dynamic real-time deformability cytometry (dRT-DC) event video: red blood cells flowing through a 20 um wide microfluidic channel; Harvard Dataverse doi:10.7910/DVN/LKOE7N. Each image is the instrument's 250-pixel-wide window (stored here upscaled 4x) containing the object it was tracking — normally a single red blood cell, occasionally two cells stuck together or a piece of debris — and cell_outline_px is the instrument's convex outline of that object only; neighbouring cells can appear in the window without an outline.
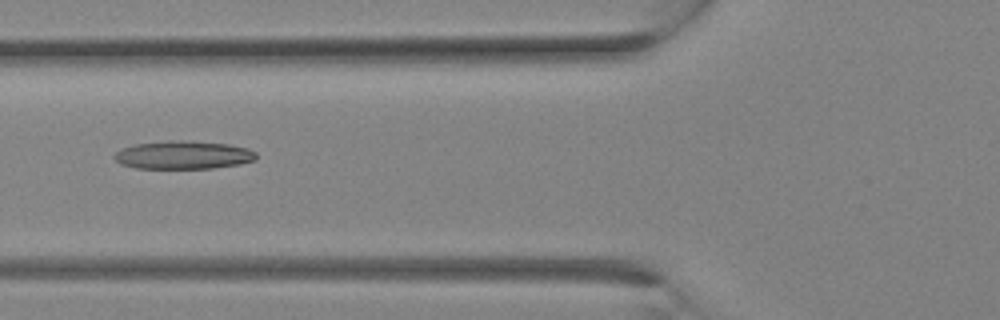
{"species": "Egyptian fruit bat (a non-hibernating species)", "species_latin": "Rousettus aegyptiacus", "temperature_condition": "room temperature", "stored_images_in_passage": 13, "camera_frame_rate_fps": 3000, "um_per_image_px": 0.085, "animal": {"sex": "female"}, "frame": {"image": 1, "passage_image": 10, "time_ms": 3.0, "image_size_px": [1000, 320], "cell_outline_px": [[256, 160], [240, 164], [212, 168], [136, 168], [120, 164], [112, 156], [116, 152], [124, 148], [136, 144], [172, 140], [228, 144], [248, 148], [256, 152]], "centroid_in_image_um": [15.59, 13.18], "position_along_channel_um": 110.2, "area_um2": 23.06}}
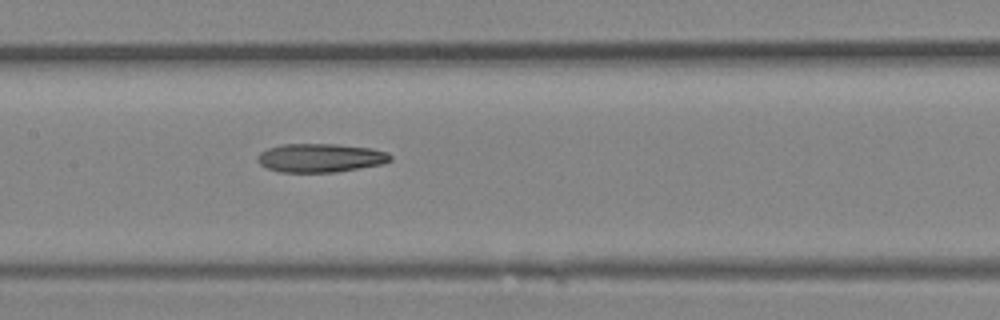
{"frame": {"image": 2, "passage_image": 13, "time_ms": 4.0, "image_size_px": [1000, 320], "cell_outline_px": [[392, 160], [384, 164], [336, 172], [280, 172], [268, 168], [260, 164], [256, 160], [256, 156], [260, 152], [268, 148], [280, 144], [336, 144], [372, 148], [388, 152], [392, 156]], "centroid_in_image_um": [27.25, 13.41], "position_along_channel_um": 180.2, "area_um2": 22.43}}